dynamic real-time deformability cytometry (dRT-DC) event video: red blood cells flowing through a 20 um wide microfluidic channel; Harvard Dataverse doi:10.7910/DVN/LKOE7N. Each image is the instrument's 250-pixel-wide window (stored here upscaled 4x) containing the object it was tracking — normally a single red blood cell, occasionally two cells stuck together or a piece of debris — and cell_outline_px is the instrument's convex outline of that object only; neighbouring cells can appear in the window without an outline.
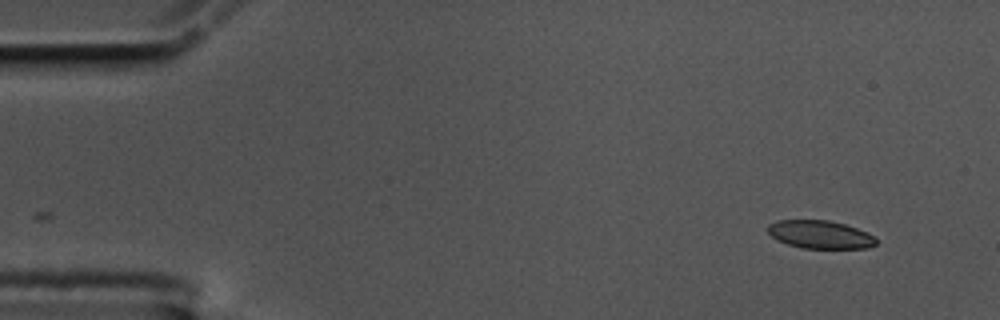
{"species": "common noctule bat (a hibernating species)", "species_latin": "Nyctalus noctula", "temperature_condition": "cold", "stored_images_in_passage": 54, "camera_frame_rate_fps": 3000, "um_per_image_px": 0.085, "animal": {"sex": "male", "body_mass_g": 17.5, "forearm_length_mm": 52.3}, "frame": {"image": 1, "passage_image": 1, "time_ms": 0.0, "image_size_px": [1000, 320], "cell_outline_px": [[876, 244], [868, 248], [804, 248], [788, 244], [776, 240], [764, 228], [768, 224], [780, 220], [828, 220], [844, 224], [868, 232], [876, 236]], "centroid_in_image_um": [69.7, 19.93], "position_along_channel_um": 15.3, "area_um2": 17.8}}
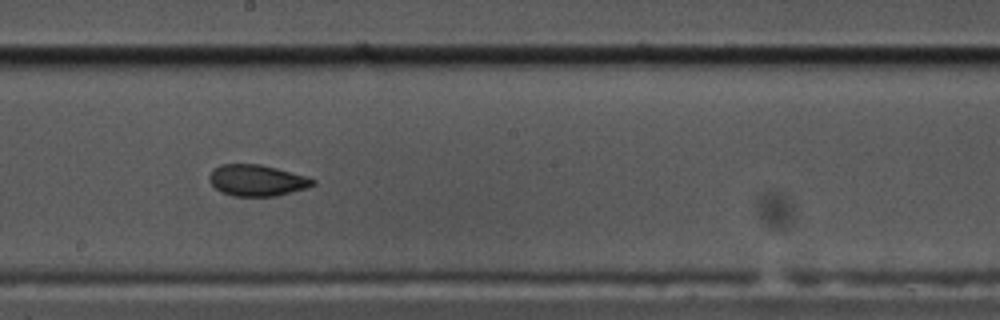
{"frame": {"image": 2, "passage_image": 28, "time_ms": 9.0, "image_size_px": [1000, 320], "cell_outline_px": [[316, 184], [308, 188], [276, 196], [232, 196], [220, 192], [208, 180], [208, 176], [220, 164], [260, 164], [308, 176], [316, 180]], "centroid_in_image_um": [21.87, 15.34], "position_along_channel_um": 226.3, "area_um2": 19.02}}
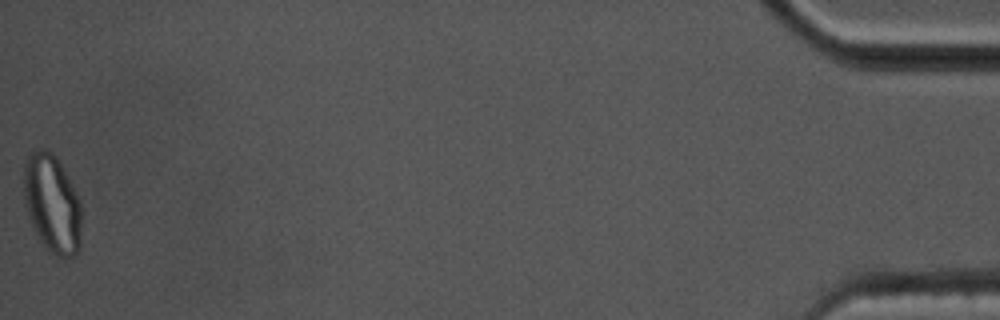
{"frame": {"image": 3, "passage_image": 54, "time_ms": 17.667, "image_size_px": [1000, 320], "cell_outline_px": [[80, 248], [76, 256], [64, 260], [48, 252], [44, 248], [32, 224], [24, 204], [24, 164], [28, 156], [32, 152], [40, 148], [48, 148], [56, 156], [68, 176], [80, 200]], "centroid_in_image_um": [4.44, 17.35], "position_along_channel_um": 430.8, "area_um2": 33.52}, "authors_computed_cell_mechanics": {"area_um2": 19.2474, "velocity_mm_per_s": 3.4933, "shape_relaxation_time_tau1_ms": 7.1132, "shape_relaxation_time_tau2_ms": 2.7662, "deformation_change_tau1": 0.1469, "deformation_change_tau2": 0.0652}}